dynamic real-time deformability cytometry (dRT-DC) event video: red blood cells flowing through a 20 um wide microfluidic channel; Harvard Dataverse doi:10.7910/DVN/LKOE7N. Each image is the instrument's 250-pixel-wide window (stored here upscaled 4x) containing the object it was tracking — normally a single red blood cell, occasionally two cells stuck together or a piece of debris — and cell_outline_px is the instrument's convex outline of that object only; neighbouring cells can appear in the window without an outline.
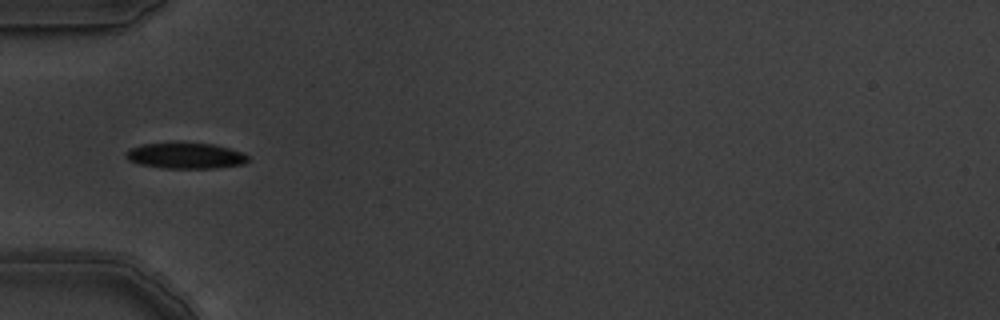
{"species": "common noctule bat (a hibernating species)", "species_latin": "Nyctalus noctula", "temperature_condition": "warm", "stored_images_in_passage": 8, "camera_frame_rate_fps": 3000, "um_per_image_px": 0.085, "animal": {"sex": "male", "body_mass_g": 19.5, "forearm_length_mm": 54.6}, "frame": {"image": 1, "passage_image": 4, "time_ms": 1.0, "image_size_px": [1000, 320], "cell_outline_px": [[248, 160], [244, 164], [212, 168], [164, 168], [140, 164], [128, 160], [124, 156], [124, 152], [140, 144], [172, 140], [176, 140], [212, 144], [228, 148], [240, 152], [248, 156]], "centroid_in_image_um": [15.69, 13.19], "position_along_channel_um": 69.3, "area_um2": 19.02}}